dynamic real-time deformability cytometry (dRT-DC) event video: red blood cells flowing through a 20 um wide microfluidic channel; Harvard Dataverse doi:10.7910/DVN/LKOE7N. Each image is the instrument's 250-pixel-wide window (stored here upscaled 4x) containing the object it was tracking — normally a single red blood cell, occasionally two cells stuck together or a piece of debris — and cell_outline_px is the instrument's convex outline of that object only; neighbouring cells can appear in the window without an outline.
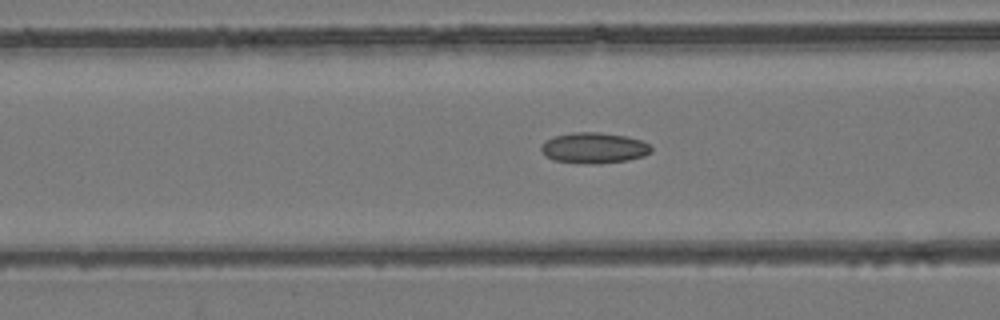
{"species": "common noctule bat (a hibernating species)", "species_latin": "Nyctalus noctula", "temperature_condition": "room temperature", "stored_images_in_passage": 54, "camera_frame_rate_fps": 3000, "um_per_image_px": 0.085, "animal": {"sex": "female", "body_mass_g": 24.6, "forearm_length_mm": 56.2}, "frame": {"image": 1, "passage_image": 22, "time_ms": 7.0, "image_size_px": [1000, 320], "cell_outline_px": [[652, 152], [644, 156], [628, 160], [600, 164], [588, 164], [552, 160], [544, 156], [540, 148], [540, 144], [556, 136], [572, 132], [600, 132], [624, 136], [640, 140], [648, 144], [652, 148]], "centroid_in_image_um": [50.47, 12.59], "position_along_channel_um": 116.1, "area_um2": 19.83}}
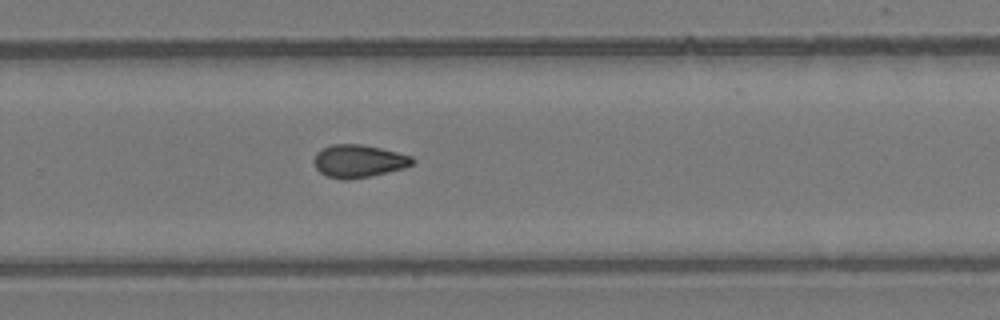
{"frame": {"image": 2, "passage_image": 36, "time_ms": 11.667, "image_size_px": [1000, 320], "cell_outline_px": [[416, 160], [412, 164], [404, 168], [388, 172], [348, 180], [344, 180], [328, 176], [320, 172], [316, 168], [312, 160], [316, 152], [320, 148], [332, 144], [364, 144], [412, 156]], "centroid_in_image_um": [30.45, 13.68], "position_along_channel_um": 299.3, "area_um2": 18.9}}
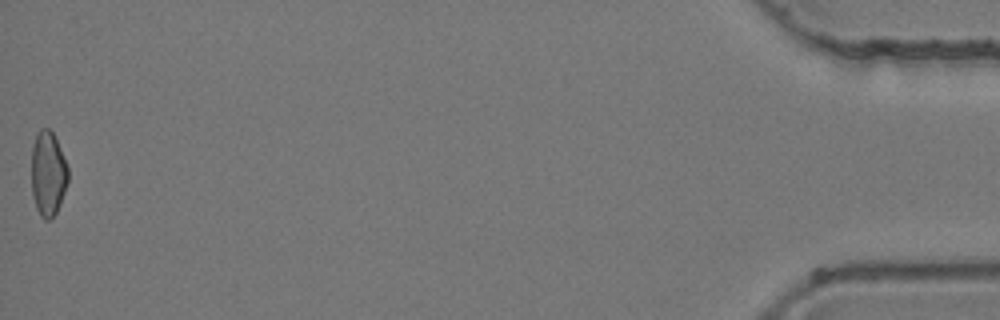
{"frame": {"image": 3, "passage_image": 54, "time_ms": 17.667, "image_size_px": [1000, 320], "cell_outline_px": [[68, 180], [60, 204], [56, 212], [48, 220], [44, 220], [40, 216], [36, 208], [32, 196], [32, 144], [36, 132], [40, 128], [48, 128], [52, 132], [56, 140], [68, 168]], "centroid_in_image_um": [4.06, 14.75], "position_along_channel_um": 431.1, "area_um2": 18.03}}